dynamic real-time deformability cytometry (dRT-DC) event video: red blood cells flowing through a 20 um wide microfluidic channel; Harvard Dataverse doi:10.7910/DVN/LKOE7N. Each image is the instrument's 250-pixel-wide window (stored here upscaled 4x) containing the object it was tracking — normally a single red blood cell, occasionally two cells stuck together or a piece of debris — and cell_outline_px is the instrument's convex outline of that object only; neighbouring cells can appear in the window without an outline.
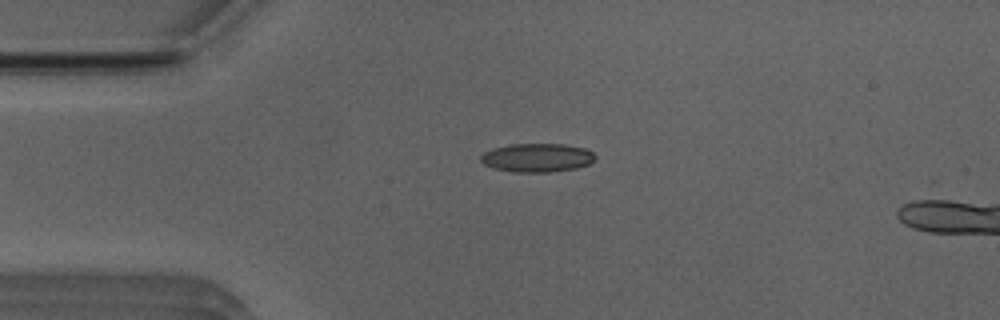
{"species": "Egyptian fruit bat (a non-hibernating species)", "species_latin": "Rousettus aegyptiacus", "temperature_condition": "room temperature", "stored_images_in_passage": 16, "camera_frame_rate_fps": 3000, "um_per_image_px": 0.085, "animal": {"sex": "male"}, "frame": {"image": 1, "passage_image": 12, "time_ms": 3.667, "image_size_px": [1000, 320], "cell_outline_px": [[596, 156], [588, 164], [576, 168], [548, 172], [512, 172], [492, 168], [484, 164], [480, 160], [480, 156], [484, 152], [492, 148], [512, 144], [564, 144], [584, 148], [592, 152]], "centroid_in_image_um": [45.61, 13.4], "position_along_channel_um": 39.4, "area_um2": 19.07}}